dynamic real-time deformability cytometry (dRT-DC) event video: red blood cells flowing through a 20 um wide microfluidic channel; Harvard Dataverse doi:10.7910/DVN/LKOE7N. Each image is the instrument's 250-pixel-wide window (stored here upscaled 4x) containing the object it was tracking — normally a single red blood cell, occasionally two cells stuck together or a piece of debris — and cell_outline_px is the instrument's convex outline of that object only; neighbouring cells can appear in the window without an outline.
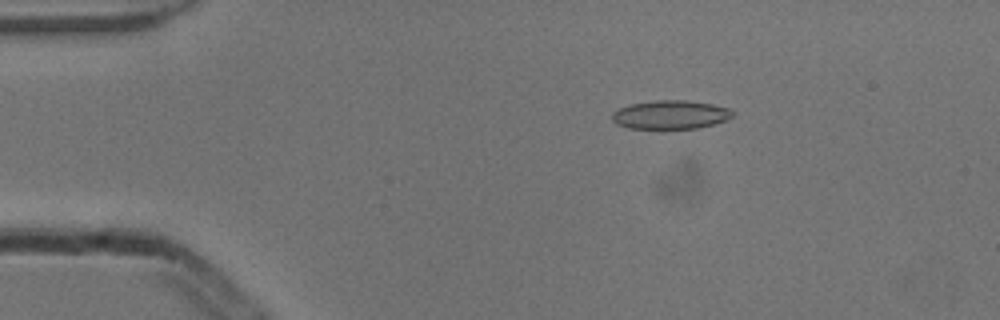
{"species": "common noctule bat (a hibernating species)", "species_latin": "Nyctalus noctula", "temperature_condition": "cold", "stored_images_in_passage": 52, "camera_frame_rate_fps": 3000, "um_per_image_px": 0.085, "animal": {"sex": "male", "body_mass_g": 13.3}, "frame": {"image": 1, "passage_image": 9, "time_ms": 2.667, "image_size_px": [1000, 320], "cell_outline_px": [[736, 112], [732, 116], [716, 124], [696, 128], [628, 128], [616, 124], [612, 120], [612, 112], [628, 104], [656, 100], [684, 100], [712, 104], [728, 108]], "centroid_in_image_um": [56.98, 9.74], "position_along_channel_um": 28.0, "area_um2": 20.11}}
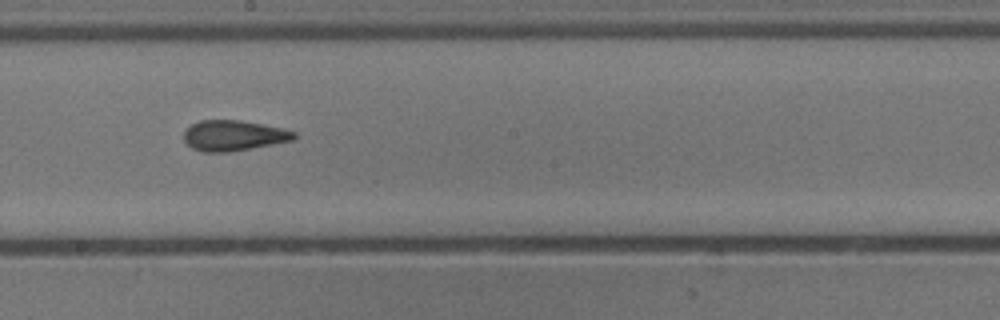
{"frame": {"image": 2, "passage_image": 29, "time_ms": 9.333, "image_size_px": [1000, 320], "cell_outline_px": [[296, 136], [292, 140], [272, 144], [228, 152], [204, 152], [192, 148], [184, 140], [184, 128], [200, 120], [240, 120], [284, 128], [296, 132]], "centroid_in_image_um": [19.83, 11.51], "position_along_channel_um": 228.4, "area_um2": 19.54}}
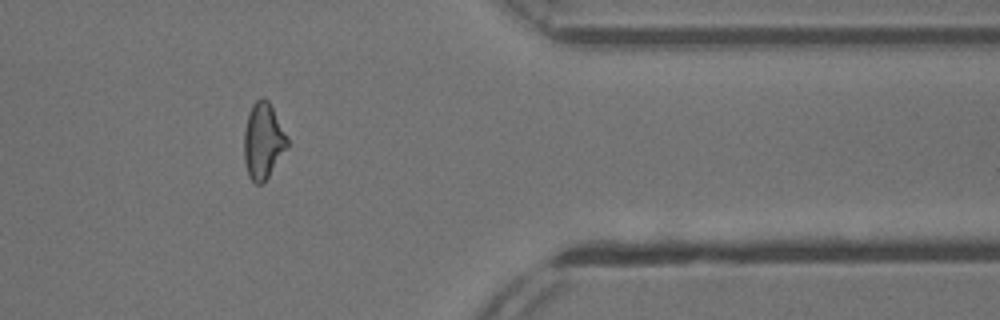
{"frame": {"image": 3, "passage_image": 43, "time_ms": 14.0, "image_size_px": [1000, 320], "cell_outline_px": [[288, 148], [264, 184], [256, 184], [248, 176], [244, 160], [244, 132], [248, 112], [252, 104], [260, 96], [264, 96], [268, 100], [288, 140]], "centroid_in_image_um": [22.35, 12.0], "position_along_channel_um": 389.0, "area_um2": 19.31}, "authors_computed_cell_mechanics": {"area_um2": 19.4497, "velocity_mm_per_s": 3.8882, "shape_relaxation_time_tau1_ms": null, "shape_relaxation_time_tau2_ms": 2.801, "deformation_change_tau1": null, "deformation_change_tau2": 0.1118}}